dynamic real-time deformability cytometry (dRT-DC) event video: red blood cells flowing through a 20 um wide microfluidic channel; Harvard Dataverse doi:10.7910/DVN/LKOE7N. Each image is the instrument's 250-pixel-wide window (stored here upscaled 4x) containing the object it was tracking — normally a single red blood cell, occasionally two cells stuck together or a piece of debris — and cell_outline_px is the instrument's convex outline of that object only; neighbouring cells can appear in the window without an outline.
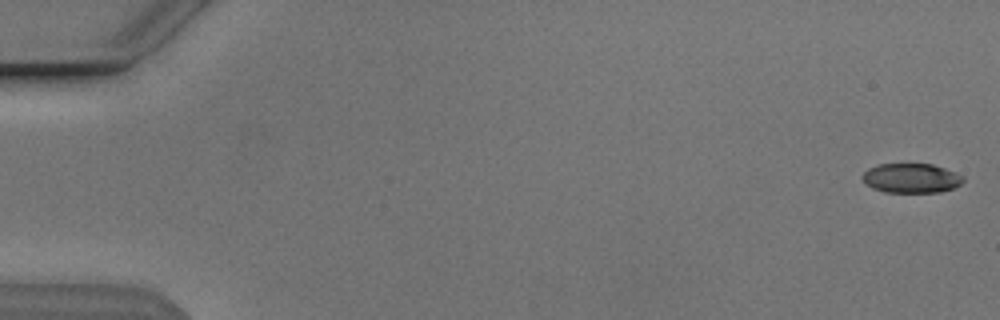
{"species": "Egyptian fruit bat (a non-hibernating species)", "species_latin": "Rousettus aegyptiacus", "temperature_condition": "cold", "stored_images_in_passage": 54, "camera_frame_rate_fps": 3000, "um_per_image_px": 0.085, "animal": {"sex": "male"}, "frame": {"image": 1, "passage_image": 1, "time_ms": 0.0, "image_size_px": [1000, 320], "cell_outline_px": [[964, 180], [960, 184], [952, 188], [940, 192], [884, 192], [872, 188], [864, 180], [864, 172], [868, 168], [876, 164], [932, 164], [944, 168], [964, 176]], "centroid_in_image_um": [77.46, 15.14], "position_along_channel_um": 7.5, "area_um2": 17.17}}
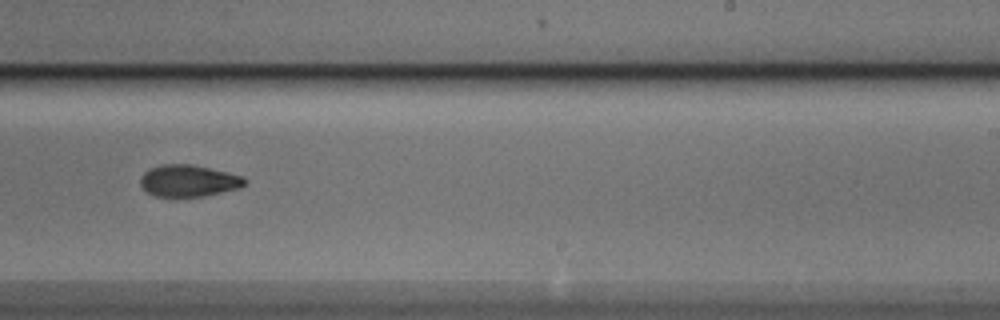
{"frame": {"image": 2, "passage_image": 34, "time_ms": 11.0, "image_size_px": [1000, 320], "cell_outline_px": [[248, 180], [240, 188], [204, 196], [156, 196], [148, 192], [140, 184], [140, 176], [148, 168], [160, 164], [192, 164], [228, 172], [244, 176]], "centroid_in_image_um": [16.03, 15.35], "position_along_channel_um": 273.0, "area_um2": 19.42}}
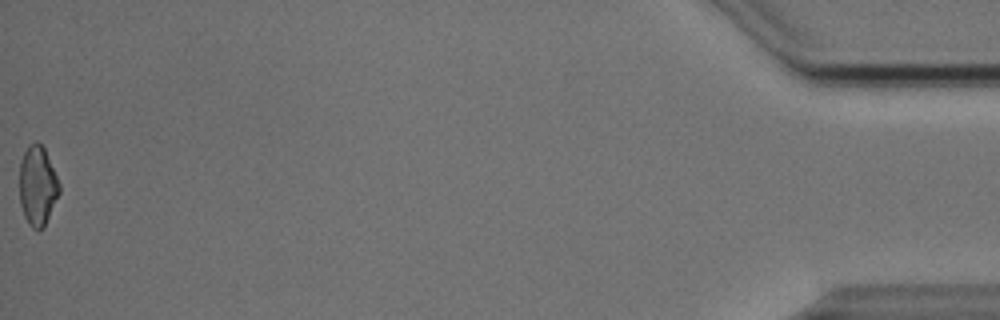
{"frame": {"image": 3, "passage_image": 54, "time_ms": 17.667, "image_size_px": [1000, 320], "cell_outline_px": [[60, 192], [44, 228], [32, 228], [28, 224], [24, 216], [20, 204], [20, 164], [24, 152], [28, 144], [36, 140], [44, 148], [60, 184]], "centroid_in_image_um": [3.19, 15.79], "position_along_channel_um": 432.0, "area_um2": 18.44}, "authors_computed_cell_mechanics": {"area_um2": 19.3919, "velocity_mm_per_s": 3.8513, "shape_relaxation_time_tau1_ms": 4.3398, "shape_relaxation_time_tau2_ms": 4.1243, "deformation_change_tau1": 0.1295, "deformation_change_tau2": 0.0967}}